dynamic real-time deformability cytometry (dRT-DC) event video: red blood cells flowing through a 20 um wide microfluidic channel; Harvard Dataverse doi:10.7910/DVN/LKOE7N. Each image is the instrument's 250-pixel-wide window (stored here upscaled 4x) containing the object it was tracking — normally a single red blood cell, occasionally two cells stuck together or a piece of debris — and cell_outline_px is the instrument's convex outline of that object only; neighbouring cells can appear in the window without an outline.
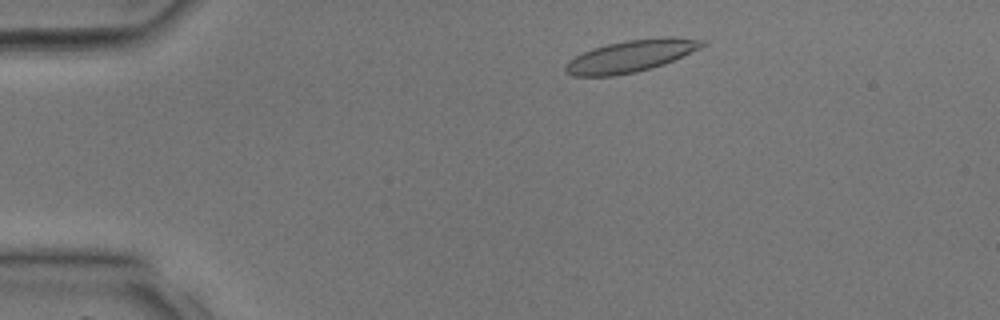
{"species": "common noctule bat (a hibernating species)", "species_latin": "Nyctalus noctula", "temperature_condition": "room temperature", "stored_images_in_passage": 35, "camera_frame_rate_fps": 3000, "um_per_image_px": 0.085, "animal": {"sex": "male", "body_mass_g": 17.9, "forearm_length_mm": 54.2}, "frame": {"image": 1, "passage_image": 4, "time_ms": 1.0, "image_size_px": [1000, 320], "cell_outline_px": [[708, 44], [700, 48], [664, 64], [652, 68], [636, 72], [612, 76], [572, 76], [564, 72], [564, 68], [568, 60], [592, 48], [608, 44], [628, 40], [664, 36], [676, 36], [708, 40]], "centroid_in_image_um": [53.66, 4.75], "position_along_channel_um": 31.3, "area_um2": 25.72}}
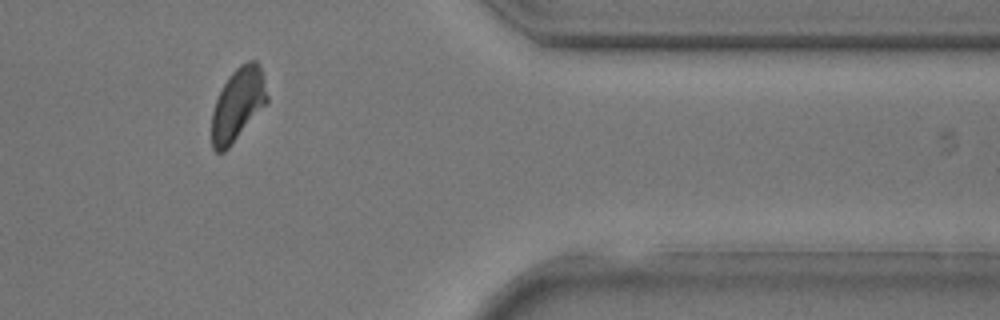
{"frame": {"image": 2, "passage_image": 29, "time_ms": 9.333, "image_size_px": [1000, 320], "cell_outline_px": [[268, 100], [228, 148], [224, 152], [216, 152], [212, 148], [212, 112], [216, 100], [224, 84], [232, 72], [240, 64], [248, 60], [256, 60], [260, 64], [268, 96]], "centroid_in_image_um": [20.21, 8.84], "position_along_channel_um": 391.2, "area_um2": 23.0}}
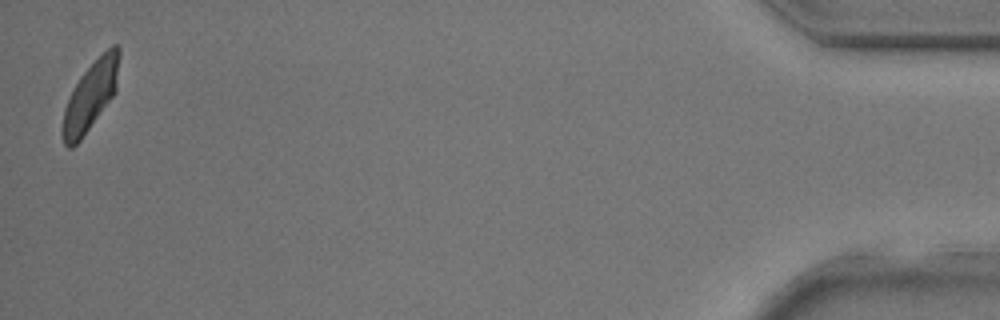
{"frame": {"image": 3, "passage_image": 35, "time_ms": 11.333, "image_size_px": [1000, 320], "cell_outline_px": [[120, 56], [116, 92], [80, 140], [72, 148], [68, 148], [64, 144], [60, 132], [60, 128], [64, 108], [80, 76], [112, 44], [116, 44], [120, 48]], "centroid_in_image_um": [7.68, 8.18], "position_along_channel_um": 427.5, "area_um2": 22.6}}